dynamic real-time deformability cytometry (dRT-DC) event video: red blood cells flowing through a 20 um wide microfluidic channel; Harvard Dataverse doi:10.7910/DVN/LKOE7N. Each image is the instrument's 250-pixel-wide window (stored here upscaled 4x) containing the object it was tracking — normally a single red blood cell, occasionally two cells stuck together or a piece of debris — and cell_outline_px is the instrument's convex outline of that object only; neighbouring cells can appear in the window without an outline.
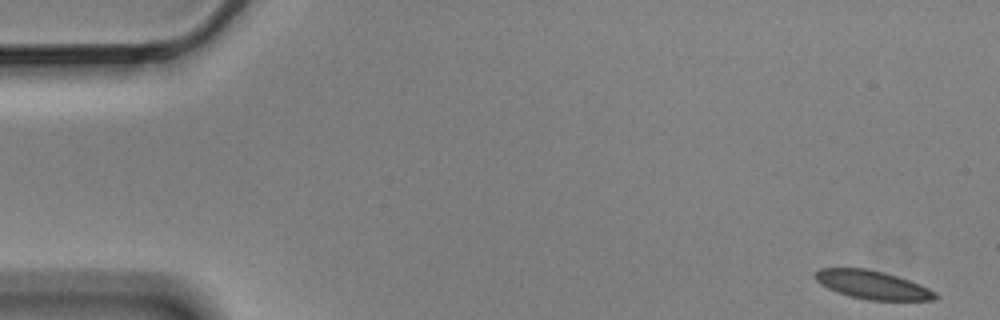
{"species": "Egyptian fruit bat (a non-hibernating species)", "species_latin": "Rousettus aegyptiacus", "temperature_condition": "cold", "stored_images_in_passage": 5, "camera_frame_rate_fps": 3000, "um_per_image_px": 0.085, "animal": {"sex": "male"}, "frame": {"image": 1, "passage_image": 1, "time_ms": 0.0, "image_size_px": [1000, 320], "cell_outline_px": [[940, 296], [936, 300], [868, 300], [848, 296], [836, 292], [820, 284], [812, 276], [812, 272], [820, 268], [868, 268], [884, 272], [920, 284], [936, 292]], "centroid_in_image_um": [74.12, 24.21], "position_along_channel_um": 10.9, "area_um2": 20.17}}
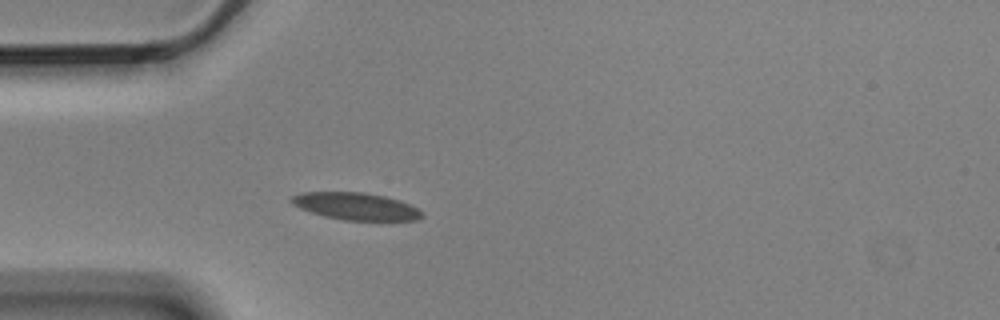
{"frame": {"image": 2, "passage_image": 5, "time_ms": 1.333, "image_size_px": [1000, 320], "cell_outline_px": [[424, 216], [416, 220], [344, 220], [324, 216], [300, 208], [292, 204], [288, 200], [292, 196], [300, 192], [364, 192], [384, 196], [400, 200], [424, 212]], "centroid_in_image_um": [30.23, 17.53], "position_along_channel_um": 54.8, "area_um2": 20.69}}